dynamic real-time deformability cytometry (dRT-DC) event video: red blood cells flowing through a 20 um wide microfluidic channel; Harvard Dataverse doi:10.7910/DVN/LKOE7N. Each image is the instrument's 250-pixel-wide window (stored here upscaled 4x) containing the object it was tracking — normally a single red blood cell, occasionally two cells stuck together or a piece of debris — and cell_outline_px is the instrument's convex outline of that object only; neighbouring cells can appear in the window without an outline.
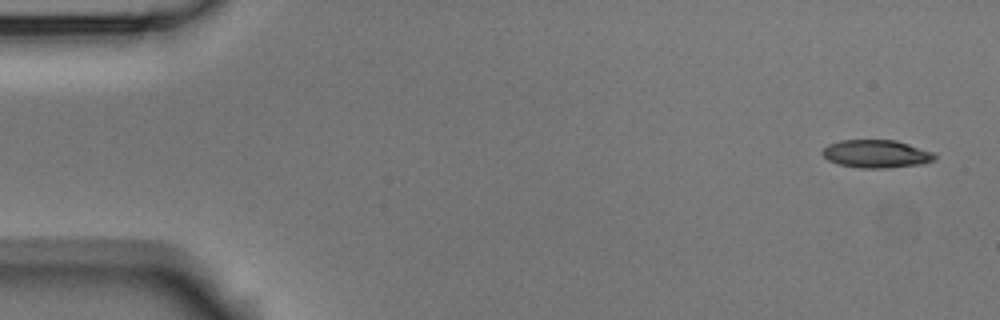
{"species": "Egyptian fruit bat (a non-hibernating species)", "species_latin": "Rousettus aegyptiacus", "temperature_condition": "room temperature", "stored_images_in_passage": 2, "camera_frame_rate_fps": 3000, "um_per_image_px": 0.085, "animal": {"sex": "male"}, "frame": {"image": 1, "passage_image": 1, "time_ms": 0.0, "image_size_px": [1000, 320], "cell_outline_px": [[936, 160], [924, 164], [888, 168], [860, 168], [836, 164], [828, 160], [820, 152], [828, 144], [840, 140], [896, 140], [936, 152]], "centroid_in_image_um": [74.52, 13.08], "position_along_channel_um": 10.5, "area_um2": 18.67}}